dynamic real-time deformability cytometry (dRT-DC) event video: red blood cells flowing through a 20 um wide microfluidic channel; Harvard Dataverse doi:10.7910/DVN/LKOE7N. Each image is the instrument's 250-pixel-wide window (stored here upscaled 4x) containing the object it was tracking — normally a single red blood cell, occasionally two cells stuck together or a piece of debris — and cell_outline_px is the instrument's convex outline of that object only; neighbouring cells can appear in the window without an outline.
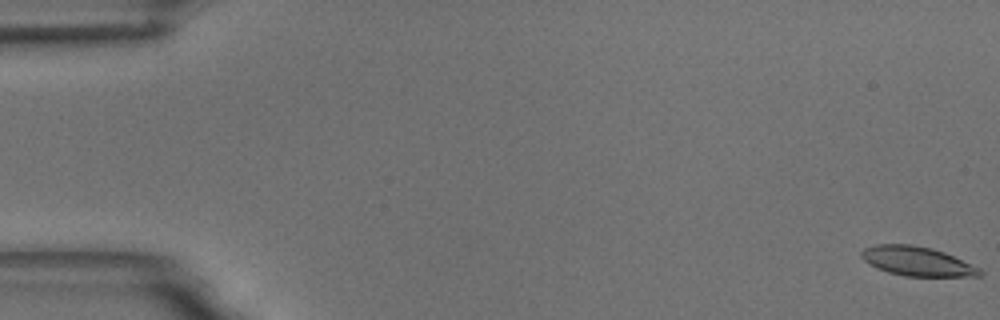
{"species": "common noctule bat (a hibernating species)", "species_latin": "Nyctalus noctula", "temperature_condition": "room temperature", "stored_images_in_passage": 56, "camera_frame_rate_fps": 3000, "um_per_image_px": 0.085, "animal": {"sex": "male", "body_mass_g": 18.8}, "frame": {"image": 1, "passage_image": 1, "time_ms": 0.0, "image_size_px": [1000, 320], "cell_outline_px": [[984, 272], [980, 276], [904, 276], [888, 272], [876, 268], [868, 264], [860, 256], [860, 252], [864, 248], [876, 244], [912, 244], [932, 248], [944, 252], [980, 268]], "centroid_in_image_um": [77.92, 22.2], "position_along_channel_um": 7.1, "area_um2": 20.29}}
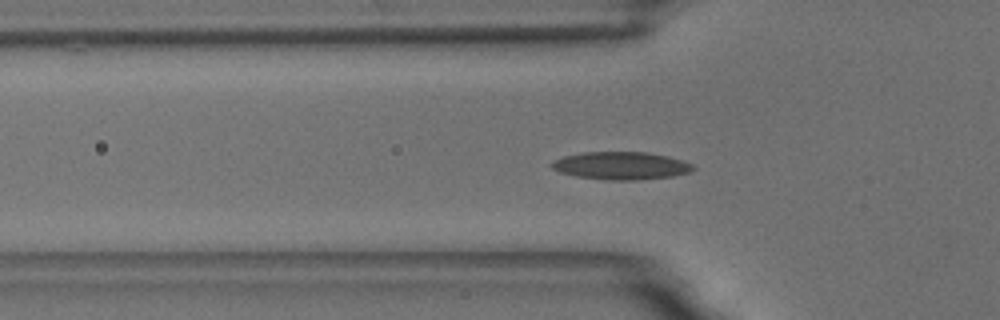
{"frame": {"image": 2, "passage_image": 19, "time_ms": 6.0, "image_size_px": [1000, 320], "cell_outline_px": [[696, 168], [688, 172], [672, 176], [636, 180], [608, 180], [576, 176], [560, 172], [552, 168], [548, 164], [552, 160], [564, 156], [584, 152], [648, 152], [668, 156], [692, 164]], "centroid_in_image_um": [52.74, 14.08], "position_along_channel_um": 73.1, "area_um2": 22.83}}
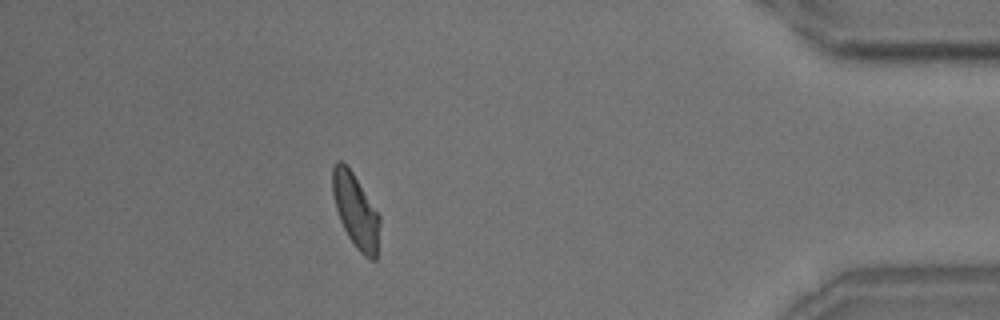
{"frame": {"image": 3, "passage_image": 50, "time_ms": 16.333, "image_size_px": [1000, 320], "cell_outline_px": [[380, 224], [376, 260], [372, 260], [364, 256], [356, 248], [348, 236], [340, 220], [336, 208], [332, 192], [332, 168], [336, 160], [340, 160], [352, 172], [380, 216]], "centroid_in_image_um": [30.23, 17.93], "position_along_channel_um": 405.0, "area_um2": 20.11}, "authors_computed_cell_mechanics": {"area_um2": 20.7213, "velocity_mm_per_s": 3.6482, "shape_relaxation_time_tau1_ms": 10.5787, "shape_relaxation_time_tau2_ms": 3.8159, "deformation_change_tau1": 0.1907, "deformation_change_tau2": 0.1086}}